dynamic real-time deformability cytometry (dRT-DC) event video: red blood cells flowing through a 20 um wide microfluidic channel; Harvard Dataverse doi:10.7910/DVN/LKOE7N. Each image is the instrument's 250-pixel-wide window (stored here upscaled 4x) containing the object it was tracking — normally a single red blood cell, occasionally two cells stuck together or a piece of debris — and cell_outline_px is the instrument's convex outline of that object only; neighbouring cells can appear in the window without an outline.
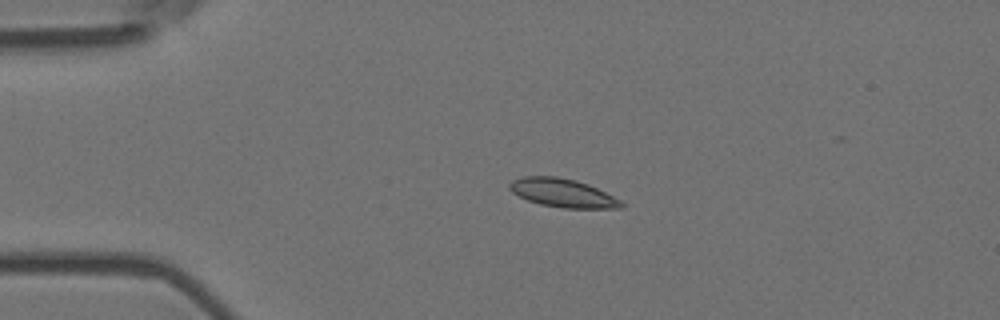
{"species": "Egyptian fruit bat (a non-hibernating species)", "species_latin": "Rousettus aegyptiacus", "temperature_condition": "room temperature", "stored_images_in_passage": 4, "camera_frame_rate_fps": 3000, "um_per_image_px": 0.085, "animal": {"sex": "female"}, "frame": {"image": 1, "passage_image": 3, "time_ms": 0.667, "image_size_px": [1000, 320], "cell_outline_px": [[624, 208], [564, 208], [540, 204], [528, 200], [512, 192], [508, 188], [508, 184], [512, 180], [524, 176], [556, 176], [576, 180], [588, 184], [620, 200], [624, 204]], "centroid_in_image_um": [47.8, 16.39], "position_along_channel_um": 37.2, "area_um2": 18.44}}